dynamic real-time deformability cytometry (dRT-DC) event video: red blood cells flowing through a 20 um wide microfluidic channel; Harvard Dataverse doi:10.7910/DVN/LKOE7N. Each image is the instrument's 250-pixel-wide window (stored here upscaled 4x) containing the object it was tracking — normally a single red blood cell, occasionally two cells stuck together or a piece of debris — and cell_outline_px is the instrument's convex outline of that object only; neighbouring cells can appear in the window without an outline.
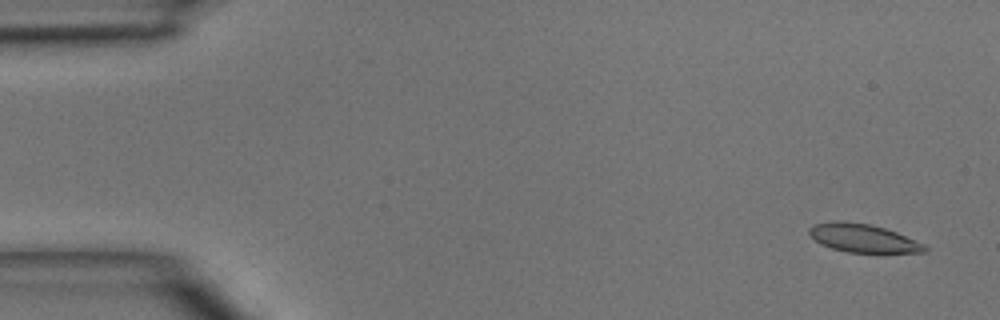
{"species": "common noctule bat (a hibernating species)", "species_latin": "Nyctalus noctula", "temperature_condition": "room temperature", "stored_images_in_passage": 45, "camera_frame_rate_fps": 3000, "um_per_image_px": 0.085, "animal": {"sex": "male", "body_mass_g": 15.6}, "frame": {"image": 1, "passage_image": 2, "time_ms": 0.333, "image_size_px": [1000, 320], "cell_outline_px": [[928, 252], [880, 256], [848, 252], [832, 248], [820, 244], [808, 232], [808, 228], [816, 224], [836, 220], [872, 224], [896, 232], [924, 244], [928, 248]], "centroid_in_image_um": [73.46, 20.31], "position_along_channel_um": 11.5, "area_um2": 20.0}}
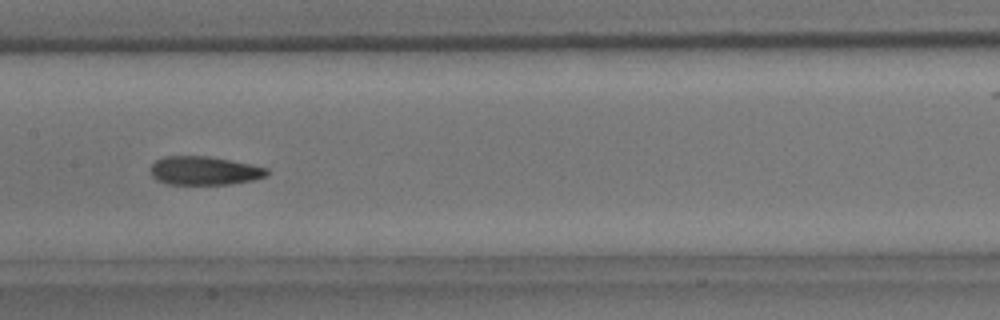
{"frame": {"image": 2, "passage_image": 23, "time_ms": 7.333, "image_size_px": [1000, 320], "cell_outline_px": [[268, 176], [252, 180], [232, 184], [168, 184], [156, 180], [152, 176], [152, 164], [156, 160], [164, 156], [208, 156], [268, 168]], "centroid_in_image_um": [17.36, 14.51], "position_along_channel_um": 190.0, "area_um2": 19.25}}
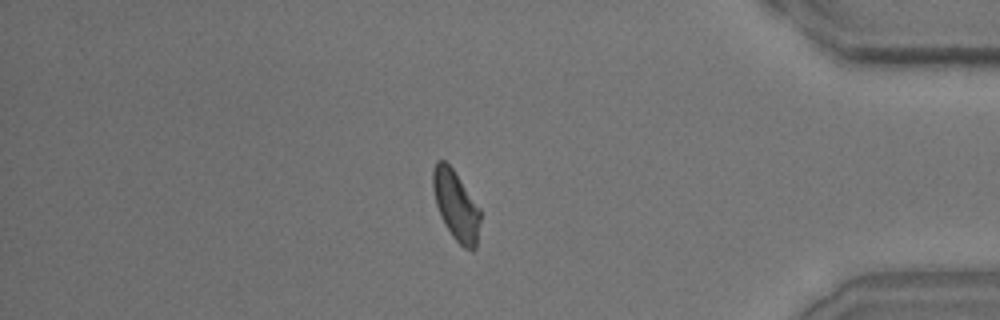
{"frame": {"image": 3, "passage_image": 40, "time_ms": 13.0, "image_size_px": [1000, 320], "cell_outline_px": [[480, 220], [476, 248], [472, 252], [464, 248], [452, 236], [444, 224], [440, 216], [436, 204], [432, 188], [432, 168], [436, 160], [444, 160], [452, 168], [480, 208]], "centroid_in_image_um": [38.74, 17.47], "position_along_channel_um": 396.5, "area_um2": 19.31}}